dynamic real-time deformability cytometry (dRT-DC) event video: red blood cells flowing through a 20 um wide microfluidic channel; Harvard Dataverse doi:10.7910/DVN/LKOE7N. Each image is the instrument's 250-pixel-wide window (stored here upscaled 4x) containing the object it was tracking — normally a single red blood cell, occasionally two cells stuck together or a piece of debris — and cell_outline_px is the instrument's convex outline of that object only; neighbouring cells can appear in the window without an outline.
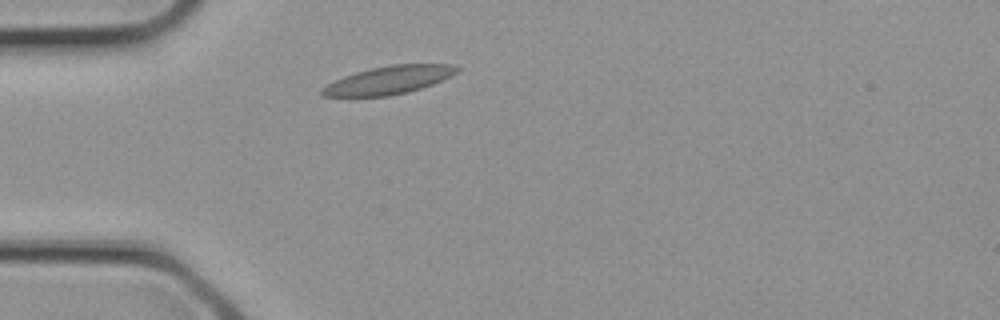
{"species": "common noctule bat (a hibernating species)", "species_latin": "Nyctalus noctula", "temperature_condition": "cold", "stored_images_in_passage": 2, "camera_frame_rate_fps": 3000, "um_per_image_px": 0.085, "animal": {"sex": "female", "body_mass_g": 21.9}, "frame": {"image": 1, "passage_image": 1, "time_ms": 0.0, "image_size_px": [1000, 320], "cell_outline_px": [[460, 68], [456, 72], [432, 84], [408, 92], [388, 96], [320, 96], [320, 88], [344, 76], [368, 68], [392, 64], [452, 64]], "centroid_in_image_um": [33.0, 6.8], "position_along_channel_um": 52.0, "area_um2": 21.85}}